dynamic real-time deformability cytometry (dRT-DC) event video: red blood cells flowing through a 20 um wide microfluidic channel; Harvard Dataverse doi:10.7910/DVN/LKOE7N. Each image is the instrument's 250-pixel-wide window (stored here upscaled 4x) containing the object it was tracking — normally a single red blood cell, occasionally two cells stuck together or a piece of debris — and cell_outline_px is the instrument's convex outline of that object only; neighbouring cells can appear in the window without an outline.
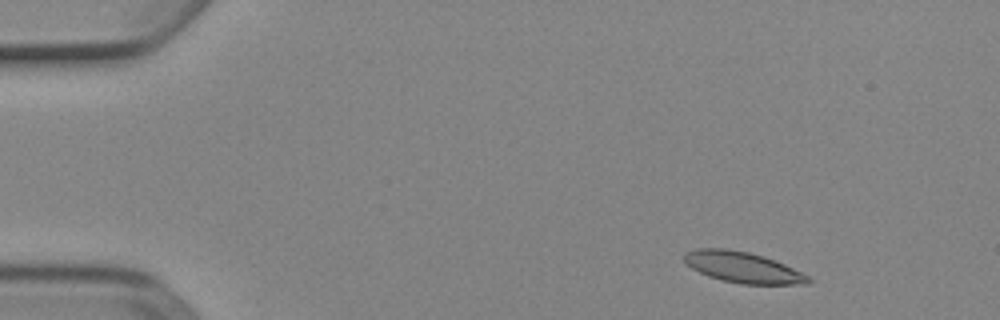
{"species": "Egyptian fruit bat (a non-hibernating species)", "species_latin": "Rousettus aegyptiacus", "temperature_condition": "cold", "stored_images_in_passage": 4, "camera_frame_rate_fps": 3000, "um_per_image_px": 0.085, "animal": {"sex": "female"}, "frame": {"image": 1, "passage_image": 2, "time_ms": 0.333, "image_size_px": [1000, 320], "cell_outline_px": [[812, 280], [808, 284], [740, 284], [708, 276], [692, 268], [684, 260], [684, 252], [696, 248], [724, 248], [748, 252], [764, 256], [784, 264], [808, 276]], "centroid_in_image_um": [63.12, 22.71], "position_along_channel_um": 21.9, "area_um2": 22.14}}